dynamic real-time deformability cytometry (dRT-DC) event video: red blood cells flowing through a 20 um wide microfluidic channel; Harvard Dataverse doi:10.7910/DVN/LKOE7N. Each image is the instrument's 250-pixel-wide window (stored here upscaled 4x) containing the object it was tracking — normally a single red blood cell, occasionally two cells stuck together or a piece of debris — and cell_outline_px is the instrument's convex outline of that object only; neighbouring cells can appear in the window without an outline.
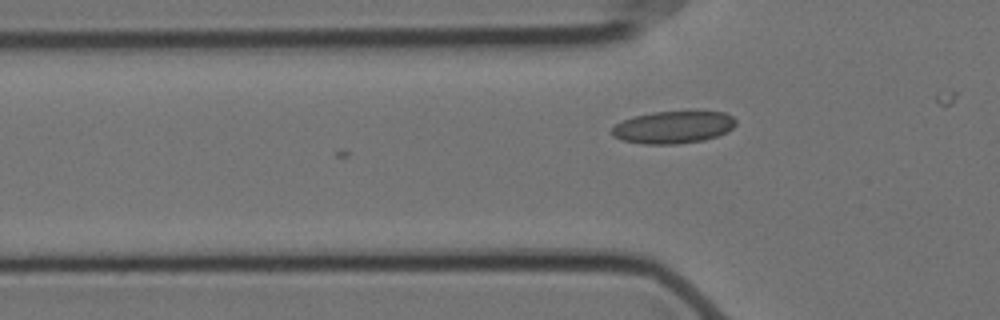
{"species": "Egyptian fruit bat (a non-hibernating species)", "species_latin": "Rousettus aegyptiacus", "temperature_condition": "cold", "stored_images_in_passage": 5, "camera_frame_rate_fps": 3000, "um_per_image_px": 0.085, "animal": {"sex": "female"}, "frame": {"image": 1, "passage_image": 5, "time_ms": 1.333, "image_size_px": [1000, 320], "cell_outline_px": [[736, 124], [732, 128], [716, 136], [704, 140], [676, 144], [644, 144], [624, 140], [612, 136], [612, 128], [616, 124], [624, 120], [636, 116], [652, 112], [724, 112], [732, 116], [736, 120]], "centroid_in_image_um": [57.22, 10.82], "position_along_channel_um": 68.6, "area_um2": 23.0}}